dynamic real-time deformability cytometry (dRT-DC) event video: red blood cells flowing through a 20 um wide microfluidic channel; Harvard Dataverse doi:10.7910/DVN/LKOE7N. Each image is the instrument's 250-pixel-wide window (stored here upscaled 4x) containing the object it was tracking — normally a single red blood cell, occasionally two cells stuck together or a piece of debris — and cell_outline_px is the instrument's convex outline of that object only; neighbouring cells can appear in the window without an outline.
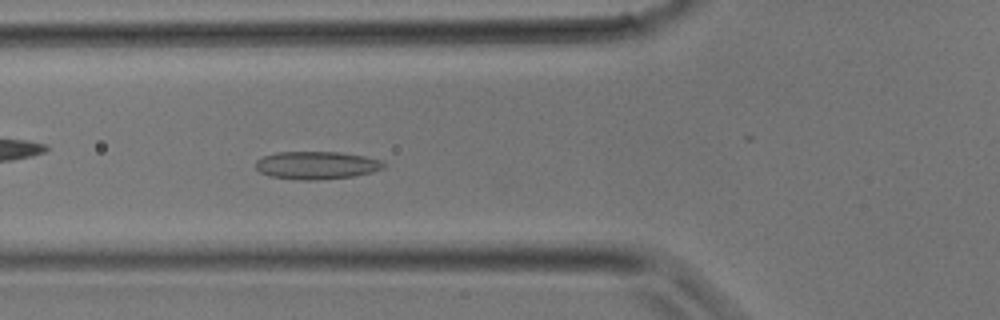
{"species": "common noctule bat (a hibernating species)", "species_latin": "Nyctalus noctula", "temperature_condition": "room temperature", "stored_images_in_passage": 33, "camera_frame_rate_fps": 3000, "um_per_image_px": 0.085, "animal": {"sex": "male", "body_mass_g": 17.9}, "frame": {"image": 1, "passage_image": 11, "time_ms": 3.333, "image_size_px": [1000, 320], "cell_outline_px": [[384, 168], [372, 172], [352, 176], [316, 180], [300, 180], [268, 176], [260, 172], [256, 168], [256, 160], [264, 156], [276, 152], [340, 152], [364, 156], [380, 160], [384, 164]], "centroid_in_image_um": [26.88, 14.05], "position_along_channel_um": 98.9, "area_um2": 20.69}}
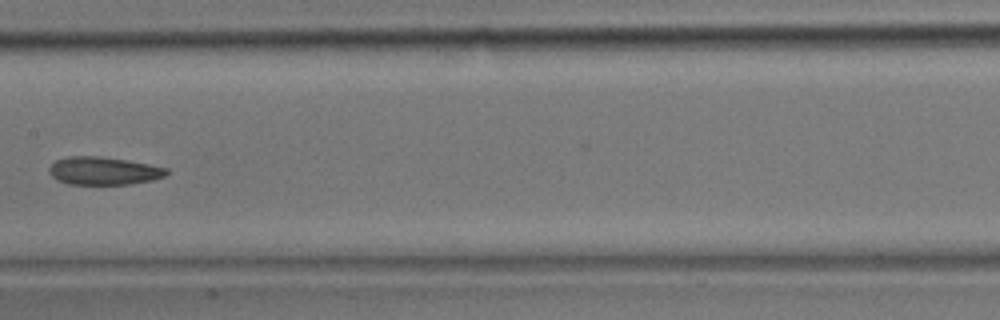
{"frame": {"image": 2, "passage_image": 16, "time_ms": 5.0, "image_size_px": [1000, 320], "cell_outline_px": [[168, 172], [164, 176], [152, 180], [128, 184], [68, 184], [52, 176], [48, 172], [48, 168], [56, 160], [68, 156], [100, 156], [148, 164], [168, 168]], "centroid_in_image_um": [8.79, 14.52], "position_along_channel_um": 198.6, "area_um2": 18.9}}
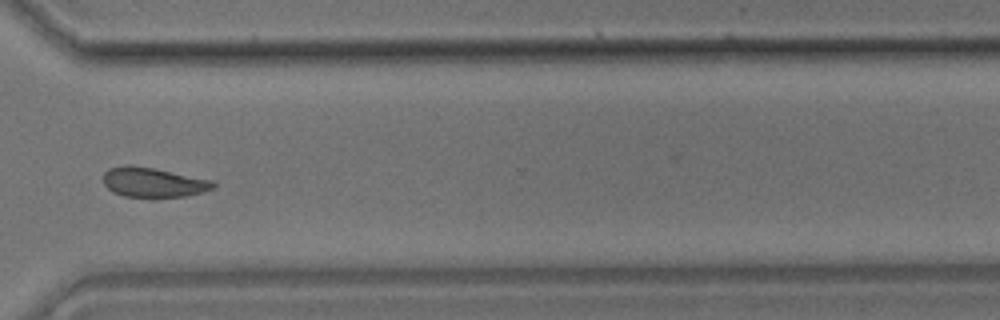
{"frame": {"image": 3, "passage_image": 24, "time_ms": 7.667, "image_size_px": [1000, 320], "cell_outline_px": [[216, 184], [212, 188], [204, 192], [184, 196], [124, 196], [112, 192], [104, 184], [104, 172], [108, 168], [128, 164], [156, 168], [212, 180]], "centroid_in_image_um": [13.01, 15.47], "position_along_channel_um": 357.6, "area_um2": 18.9}}